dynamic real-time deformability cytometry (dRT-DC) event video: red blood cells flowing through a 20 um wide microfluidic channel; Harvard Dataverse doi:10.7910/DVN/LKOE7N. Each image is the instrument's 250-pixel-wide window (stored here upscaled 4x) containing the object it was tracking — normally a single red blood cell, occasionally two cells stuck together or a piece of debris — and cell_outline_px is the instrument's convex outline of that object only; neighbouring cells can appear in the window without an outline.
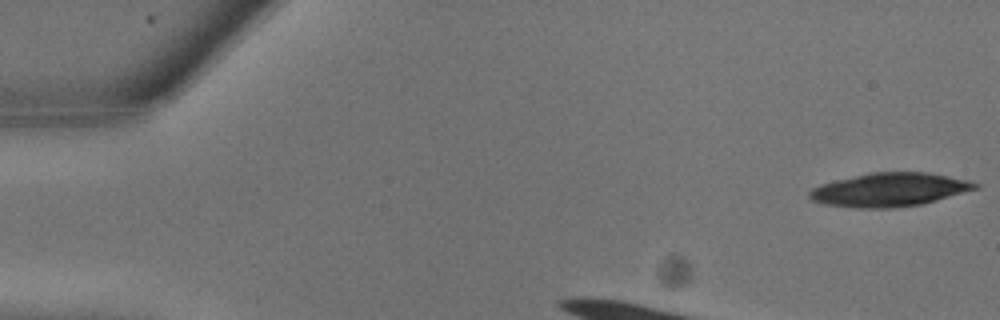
{"species": "common noctule bat (a hibernating species)", "species_latin": "Nyctalus noctula", "temperature_condition": "warm", "stored_images_in_passage": 17, "camera_frame_rate_fps": 3000, "um_per_image_px": 0.085, "animal": {"sex": "male", "body_mass_g": 13.3}, "frame": {"image": 1, "passage_image": 1, "time_ms": 0.0, "image_size_px": [1000, 320], "cell_outline_px": [[980, 188], [924, 204], [892, 208], [856, 208], [828, 204], [812, 200], [808, 196], [808, 192], [812, 188], [820, 184], [836, 180], [872, 172], [928, 172], [968, 180], [980, 184]], "centroid_in_image_um": [75.65, 16.13], "position_along_channel_um": 9.3, "area_um2": 32.48}}
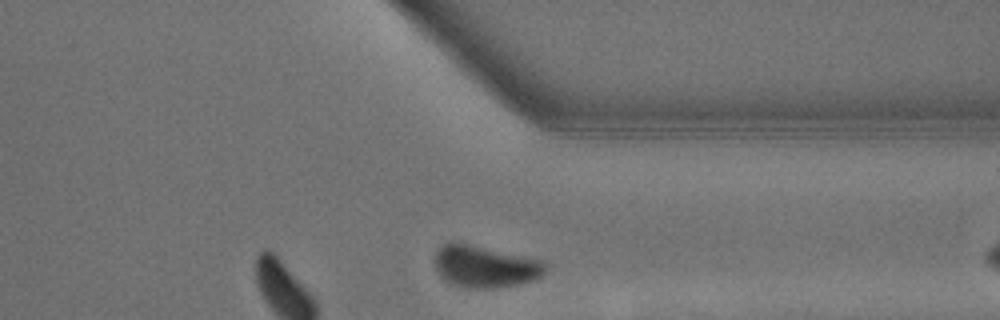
{"frame": {"image": 2, "passage_image": 17, "time_ms": 5.333, "image_size_px": [1000, 320], "cell_outline_px": [[548, 268], [544, 276], [536, 280], [496, 288], [468, 288], [452, 284], [444, 280], [440, 276], [436, 268], [436, 252], [448, 240], [456, 240], [544, 260], [548, 264]], "centroid_in_image_um": [41.28, 22.63], "position_along_channel_um": 370.1, "area_um2": 27.8}}